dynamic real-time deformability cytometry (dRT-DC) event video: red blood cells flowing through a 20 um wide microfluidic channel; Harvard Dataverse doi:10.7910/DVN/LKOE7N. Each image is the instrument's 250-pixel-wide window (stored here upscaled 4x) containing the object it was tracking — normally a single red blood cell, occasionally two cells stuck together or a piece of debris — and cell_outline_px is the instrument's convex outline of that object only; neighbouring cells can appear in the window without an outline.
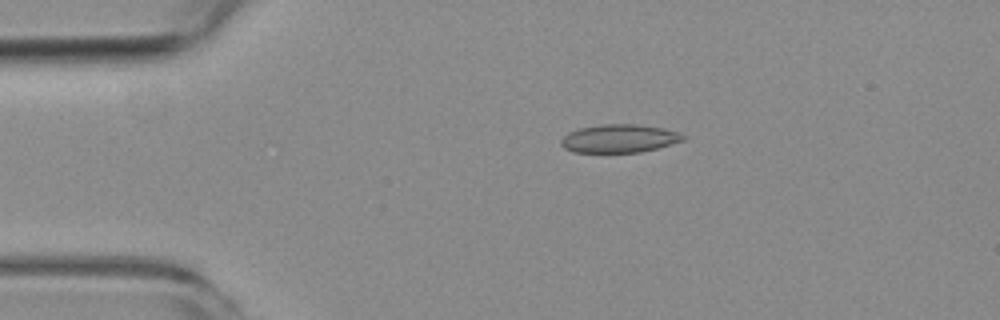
{"species": "common noctule bat (a hibernating species)", "species_latin": "Nyctalus noctula", "temperature_condition": "room temperature", "stored_images_in_passage": 5, "camera_frame_rate_fps": 3000, "um_per_image_px": 0.085, "animal": {"sex": "female", "body_mass_g": 19.3, "forearm_length_mm": 54.1}, "frame": {"image": 1, "passage_image": 2, "time_ms": 2.0, "image_size_px": [1000, 320], "cell_outline_px": [[688, 136], [684, 140], [656, 148], [640, 152], [572, 152], [564, 148], [560, 144], [560, 140], [568, 132], [580, 128], [604, 124], [636, 124], [664, 128]], "centroid_in_image_um": [52.62, 11.77], "position_along_channel_um": 32.4, "area_um2": 20.0}}
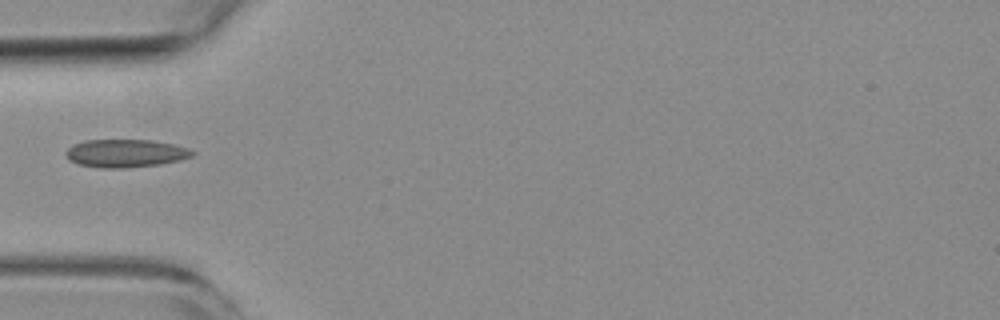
{"frame": {"image": 2, "passage_image": 4, "time_ms": 4.333, "image_size_px": [1000, 320], "cell_outline_px": [[196, 152], [192, 156], [180, 160], [160, 164], [124, 168], [100, 168], [80, 164], [68, 160], [64, 152], [72, 144], [84, 140], [152, 140], [172, 144], [188, 148]], "centroid_in_image_um": [10.64, 13.03], "position_along_channel_um": 74.4, "area_um2": 20.69}}